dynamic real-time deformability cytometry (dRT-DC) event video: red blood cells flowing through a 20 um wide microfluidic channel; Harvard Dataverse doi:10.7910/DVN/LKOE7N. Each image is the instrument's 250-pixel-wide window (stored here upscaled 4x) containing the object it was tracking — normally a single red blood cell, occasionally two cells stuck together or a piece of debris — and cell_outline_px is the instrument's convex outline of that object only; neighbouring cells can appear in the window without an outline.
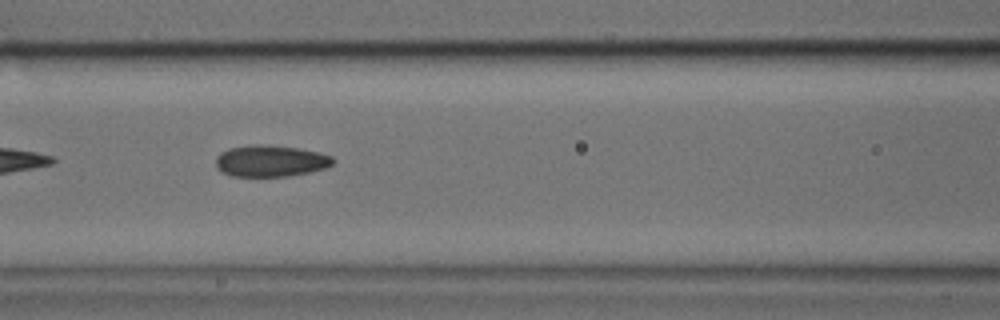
{"species": "common noctule bat (a hibernating species)", "species_latin": "Nyctalus noctula", "temperature_condition": "cold", "stored_images_in_passage": 28, "camera_frame_rate_fps": 3000, "um_per_image_px": 0.085, "animal": {"sex": "male", "body_mass_g": 17.9, "forearm_length_mm": 54.2}, "frame": {"image": 1, "passage_image": 8, "time_ms": 2.333, "image_size_px": [1000, 320], "cell_outline_px": [[336, 160], [332, 164], [324, 168], [308, 172], [288, 176], [232, 176], [216, 168], [216, 156], [220, 152], [228, 148], [256, 144], [264, 144], [296, 148], [316, 152], [332, 156]], "centroid_in_image_um": [22.97, 13.67], "position_along_channel_um": 143.6, "area_um2": 21.39}}